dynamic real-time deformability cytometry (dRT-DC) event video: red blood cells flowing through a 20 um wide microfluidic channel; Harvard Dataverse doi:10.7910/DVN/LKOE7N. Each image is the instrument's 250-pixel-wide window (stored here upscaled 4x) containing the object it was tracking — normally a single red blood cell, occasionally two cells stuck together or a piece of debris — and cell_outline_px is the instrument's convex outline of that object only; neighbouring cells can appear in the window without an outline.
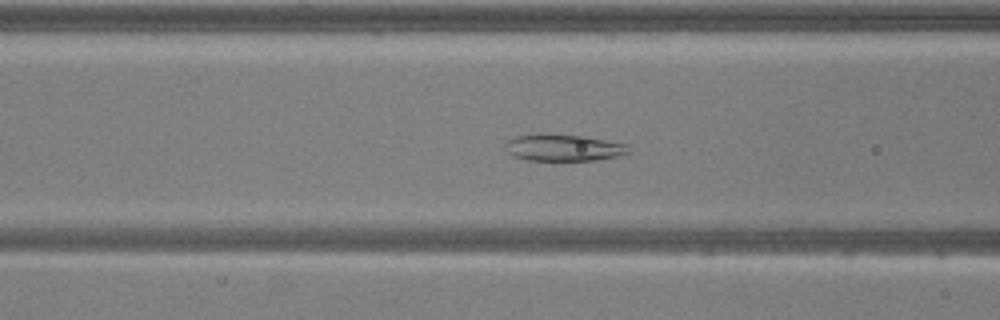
{"species": "common noctule bat (a hibernating species)", "species_latin": "Nyctalus noctula", "temperature_condition": "warm", "stored_images_in_passage": 52, "camera_frame_rate_fps": 3000, "um_per_image_px": 0.085, "animal": {"sex": "male", "body_mass_g": 20.5, "forearm_length_mm": 52.5}, "frame": {"image": 1, "passage_image": 20, "time_ms": 6.333, "image_size_px": [1000, 320], "cell_outline_px": [[632, 152], [616, 156], [596, 160], [528, 160], [512, 156], [504, 148], [504, 144], [508, 140], [516, 136], [536, 132], [540, 132], [584, 136], [628, 144]], "centroid_in_image_um": [47.86, 12.53], "position_along_channel_um": 118.7, "area_um2": 19.65}}
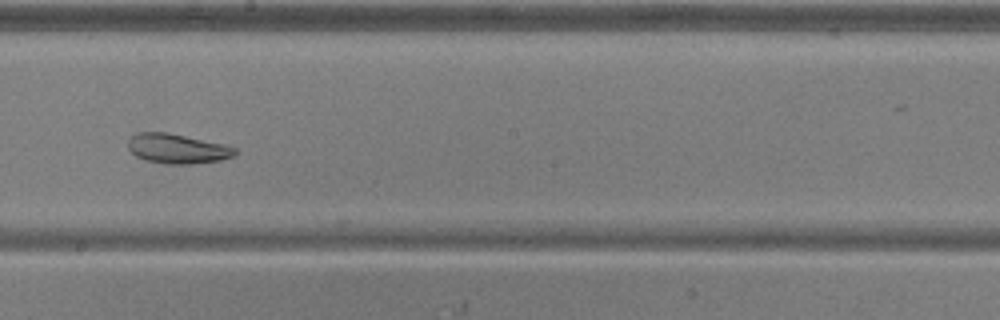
{"frame": {"image": 2, "passage_image": 29, "time_ms": 9.333, "image_size_px": [1000, 320], "cell_outline_px": [[236, 152], [232, 156], [220, 160], [192, 164], [168, 164], [144, 160], [136, 156], [128, 148], [128, 140], [136, 132], [164, 132], [228, 144], [236, 148]], "centroid_in_image_um": [15.07, 12.63], "position_along_channel_um": 233.1, "area_um2": 18.55}}
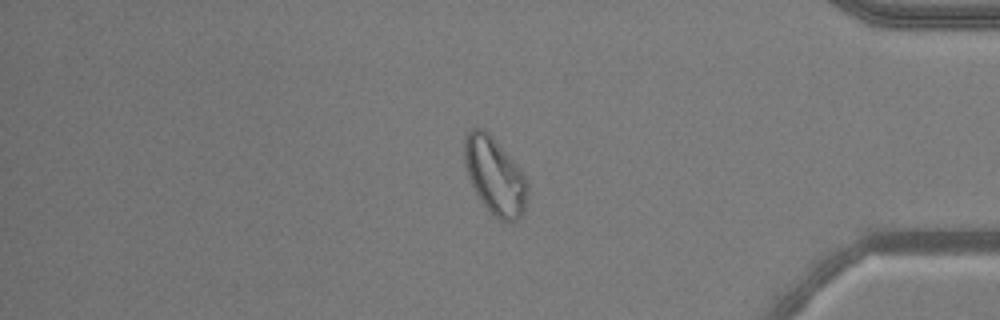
{"frame": {"image": 3, "passage_image": 44, "time_ms": 14.333, "image_size_px": [1000, 320], "cell_outline_px": [[528, 192], [524, 212], [516, 220], [500, 220], [484, 204], [476, 192], [468, 176], [464, 164], [464, 136], [472, 128], [484, 128], [492, 136], [520, 168], [528, 184]], "centroid_in_image_um": [42.06, 14.91], "position_along_channel_um": 393.1, "area_um2": 27.98}, "authors_computed_cell_mechanics": {"area_um2": 27.5417, "velocity_mm_per_s": 3.8085, "shape_relaxation_time_tau1_ms": null, "shape_relaxation_time_tau2_ms": 1.102, "deformation_change_tau1": null, "deformation_change_tau2": 0.0673}}